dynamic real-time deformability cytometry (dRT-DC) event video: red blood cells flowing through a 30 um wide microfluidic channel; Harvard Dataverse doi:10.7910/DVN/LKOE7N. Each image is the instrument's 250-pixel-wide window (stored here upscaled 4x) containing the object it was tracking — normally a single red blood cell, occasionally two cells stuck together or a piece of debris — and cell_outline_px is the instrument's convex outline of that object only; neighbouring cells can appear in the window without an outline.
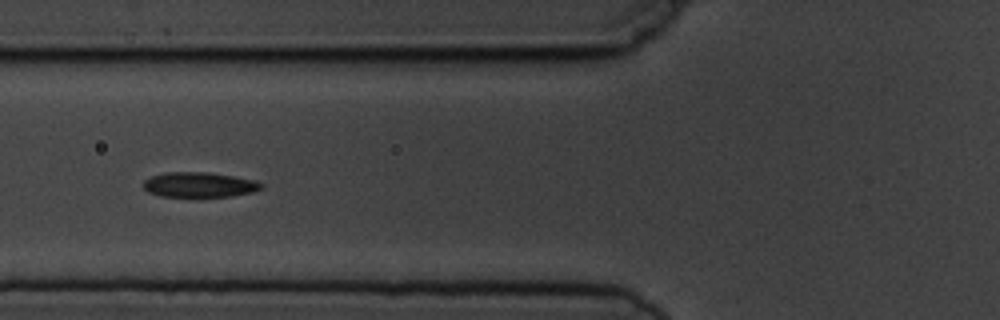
{"species": "common noctule bat (a hibernating species)", "species_latin": "Nyctalus noctula", "temperature_condition": "cold", "stored_images_in_passage": 10, "camera_frame_rate_fps": 3000, "um_per_image_px": 0.085, "animal": {"sex": "male", "body_mass_g": 19.5, "forearm_length_mm": 54.6}, "frame": {"image": 1, "passage_image": 6, "time_ms": 5.667, "image_size_px": [1000, 320], "cell_outline_px": [[264, 188], [252, 192], [232, 196], [160, 196], [148, 192], [144, 188], [144, 180], [152, 176], [164, 172], [208, 172], [256, 180], [264, 184]], "centroid_in_image_um": [16.96, 15.69], "position_along_channel_um": 108.8, "area_um2": 17.17}}
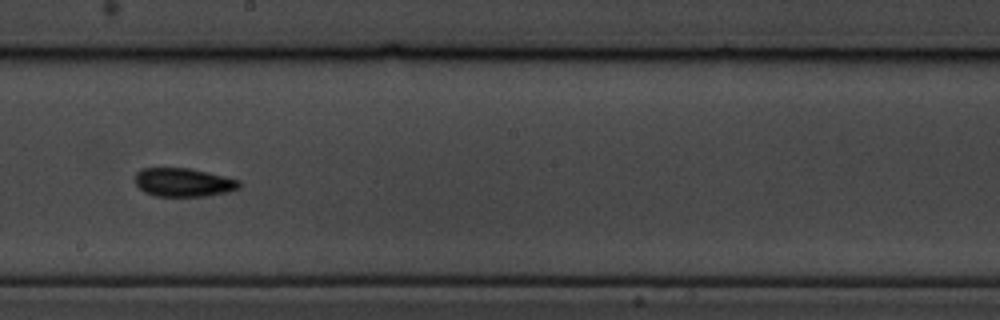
{"frame": {"image": 2, "passage_image": 9, "time_ms": 9.0, "image_size_px": [1000, 320], "cell_outline_px": [[240, 188], [228, 192], [208, 196], [156, 196], [144, 192], [136, 184], [136, 172], [140, 168], [188, 168], [208, 172], [240, 180]], "centroid_in_image_um": [15.6, 15.5], "position_along_channel_um": 232.6, "area_um2": 17.4}}
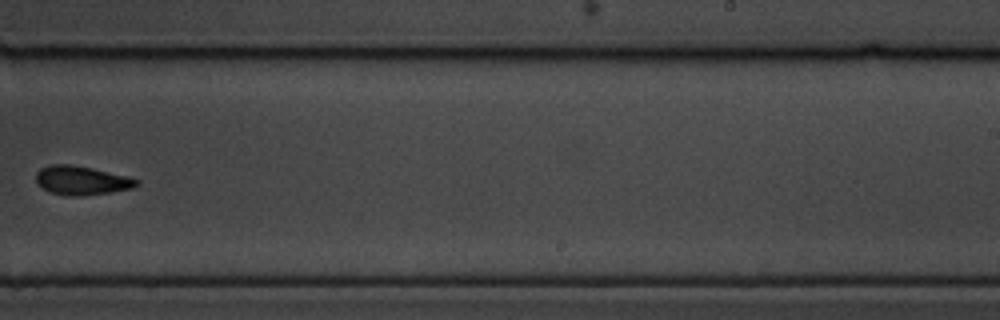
{"frame": {"image": 3, "passage_image": 10, "time_ms": 10.333, "image_size_px": [1000, 320], "cell_outline_px": [[140, 184], [132, 188], [108, 192], [80, 196], [64, 196], [52, 192], [36, 184], [36, 172], [40, 168], [52, 164], [68, 164], [92, 168], [128, 176], [140, 180]], "centroid_in_image_um": [6.93, 15.33], "position_along_channel_um": 282.1, "area_um2": 16.94}}